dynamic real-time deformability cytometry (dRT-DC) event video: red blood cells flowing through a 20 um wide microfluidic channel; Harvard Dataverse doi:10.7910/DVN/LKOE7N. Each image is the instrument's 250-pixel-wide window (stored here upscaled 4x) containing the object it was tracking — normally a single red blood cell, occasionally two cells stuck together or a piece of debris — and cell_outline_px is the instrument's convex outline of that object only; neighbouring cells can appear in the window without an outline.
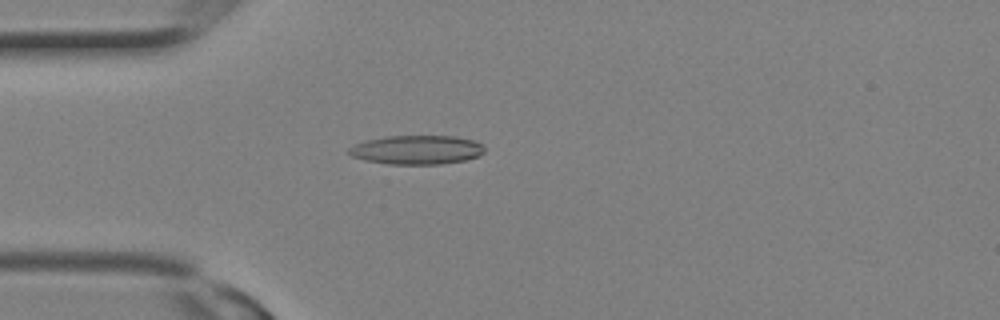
{"species": "Egyptian fruit bat (a non-hibernating species)", "species_latin": "Rousettus aegyptiacus", "temperature_condition": "room temperature", "stored_images_in_passage": 1, "camera_frame_rate_fps": 3000, "um_per_image_px": 0.085, "animal": {"sex": "female"}, "frame": {"image": 1, "passage_image": 1, "time_ms": 0.0, "image_size_px": [1000, 320], "cell_outline_px": [[484, 152], [476, 156], [464, 160], [440, 164], [388, 164], [364, 160], [352, 156], [348, 152], [348, 148], [364, 140], [388, 136], [452, 136], [472, 140], [480, 144], [484, 148]], "centroid_in_image_um": [35.37, 12.73], "position_along_channel_um": 49.6, "area_um2": 22.72}}